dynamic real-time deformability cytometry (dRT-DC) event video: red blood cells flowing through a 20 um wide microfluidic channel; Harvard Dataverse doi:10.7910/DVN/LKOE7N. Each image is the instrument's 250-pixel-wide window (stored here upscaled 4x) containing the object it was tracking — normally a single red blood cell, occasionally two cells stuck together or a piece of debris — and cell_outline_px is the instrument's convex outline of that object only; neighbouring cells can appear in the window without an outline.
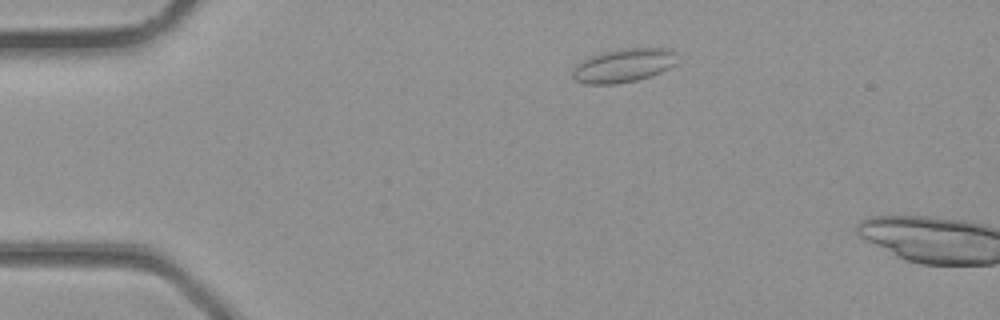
{"species": "common noctule bat (a hibernating species)", "species_latin": "Nyctalus noctula", "temperature_condition": "room temperature", "stored_images_in_passage": 3, "camera_frame_rate_fps": 3000, "um_per_image_px": 0.085, "animal": {"sex": "male", "body_mass_g": 23.1, "forearm_length_mm": 52.7}, "frame": {"image": 1, "passage_image": 2, "time_ms": 0.333, "image_size_px": [1000, 320], "cell_outline_px": [[676, 52], [672, 64], [668, 68], [660, 72], [636, 80], [616, 84], [584, 84], [572, 80], [572, 68], [584, 60], [592, 56], [604, 52], [624, 48], [668, 48]], "centroid_in_image_um": [52.93, 5.58], "position_along_channel_um": 32.1, "area_um2": 20.23}}